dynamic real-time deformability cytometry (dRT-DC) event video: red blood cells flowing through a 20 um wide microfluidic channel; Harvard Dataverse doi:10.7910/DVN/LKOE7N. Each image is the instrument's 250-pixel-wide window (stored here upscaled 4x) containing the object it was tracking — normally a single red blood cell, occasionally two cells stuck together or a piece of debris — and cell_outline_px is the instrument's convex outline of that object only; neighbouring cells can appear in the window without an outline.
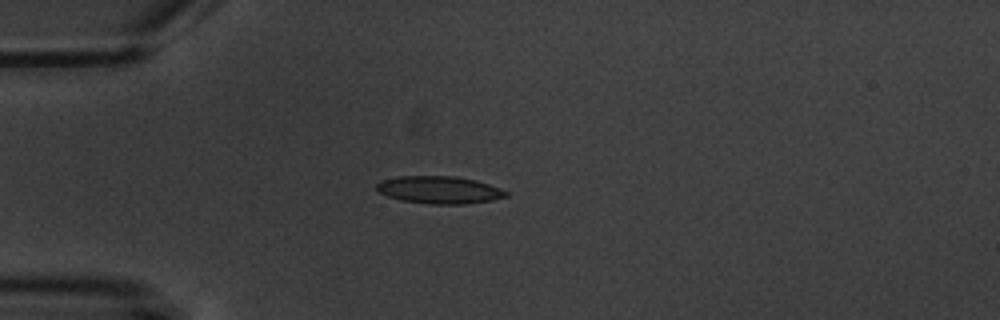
{"species": "common noctule bat (a hibernating species)", "species_latin": "Nyctalus noctula", "temperature_condition": "warm", "stored_images_in_passage": 6, "camera_frame_rate_fps": 3000, "um_per_image_px": 0.085, "animal": {"sex": "male", "body_mass_g": 20.1, "forearm_length_mm": 53.5}, "frame": {"image": 1, "passage_image": 4, "time_ms": 3.667, "image_size_px": [1000, 320], "cell_outline_px": [[508, 196], [492, 200], [464, 204], [432, 204], [400, 200], [388, 196], [380, 192], [376, 188], [376, 184], [384, 180], [400, 176], [456, 176], [476, 180], [500, 188], [508, 192]], "centroid_in_image_um": [37.37, 16.14], "position_along_channel_um": 47.6, "area_um2": 20.58}}